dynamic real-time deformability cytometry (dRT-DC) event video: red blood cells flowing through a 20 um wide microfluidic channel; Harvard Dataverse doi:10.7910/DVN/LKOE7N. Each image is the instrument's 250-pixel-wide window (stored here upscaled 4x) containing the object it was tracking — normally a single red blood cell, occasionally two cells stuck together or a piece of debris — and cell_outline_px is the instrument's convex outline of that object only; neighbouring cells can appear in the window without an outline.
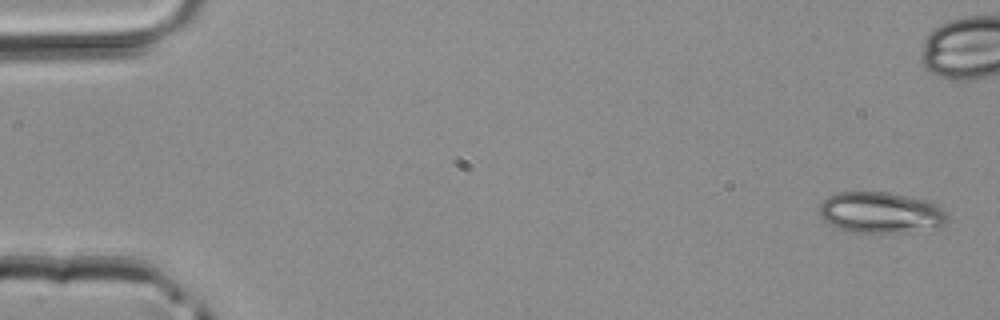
{"species": "common noctule bat (a hibernating species)", "species_latin": "Nyctalus noctula", "temperature_condition": "room temperature", "stored_images_in_passage": 4, "camera_frame_rate_fps": 3000, "um_per_image_px": 0.085, "animal": {"sex": "male", "body_mass_g": 20.4}, "frame": {"image": 1, "passage_image": 1, "time_ms": 0.0, "image_size_px": [1000, 320], "cell_outline_px": [[948, 216], [944, 224], [904, 232], [860, 232], [836, 228], [824, 220], [820, 216], [820, 204], [828, 196], [836, 192], [888, 192], [928, 200], [940, 204], [944, 208]], "centroid_in_image_um": [74.85, 18.04], "position_along_channel_um": 10.1, "area_um2": 30.46}}